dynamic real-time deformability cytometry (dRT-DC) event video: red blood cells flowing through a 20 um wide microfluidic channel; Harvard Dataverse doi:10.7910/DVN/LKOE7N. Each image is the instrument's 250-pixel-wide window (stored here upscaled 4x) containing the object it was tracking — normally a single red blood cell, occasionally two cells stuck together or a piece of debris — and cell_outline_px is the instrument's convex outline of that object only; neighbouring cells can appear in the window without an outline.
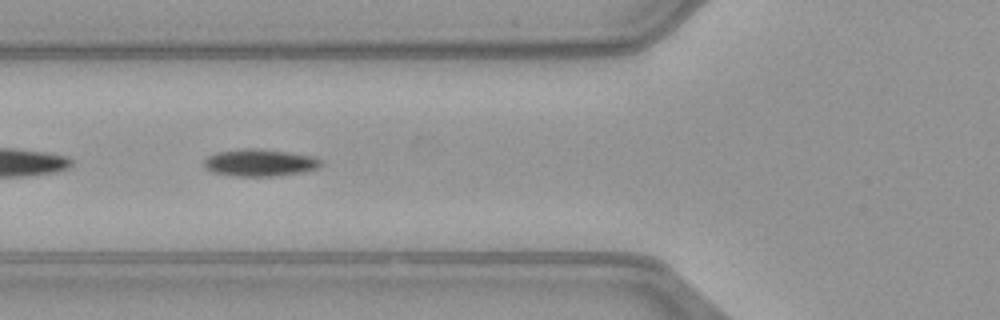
{"species": "common noctule bat (a hibernating species)", "species_latin": "Nyctalus noctula", "temperature_condition": "warm", "stored_images_in_passage": 50, "segment_of_instrument_passage": [2, 2], "camera_frame_rate_fps": 3000, "um_per_image_px": 0.085, "animal": {"sex": "female", "body_mass_g": 21.9}, "frame": {"image": 1, "passage_image": 18, "time_ms": 5.667, "image_size_px": [1000, 320], "cell_outline_px": [[324, 164], [316, 168], [300, 172], [272, 176], [236, 176], [212, 172], [204, 164], [204, 160], [208, 156], [216, 152], [244, 148], [256, 148], [288, 152], [312, 156], [320, 160]], "centroid_in_image_um": [22.06, 13.82], "position_along_channel_um": 103.7, "area_um2": 18.26}}
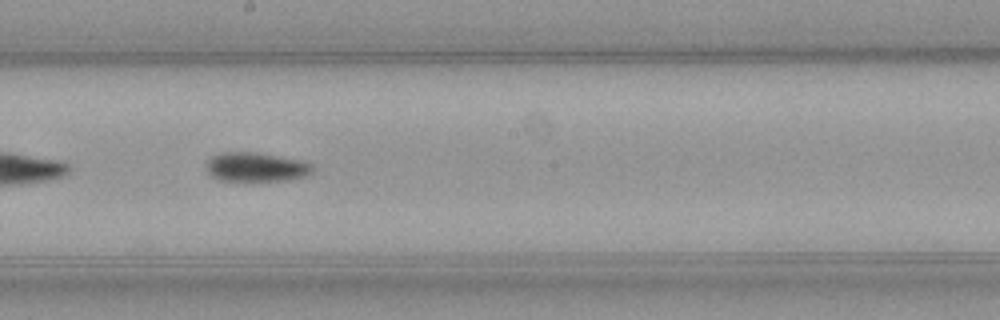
{"frame": {"image": 2, "passage_image": 27, "time_ms": 8.667, "image_size_px": [1000, 320], "cell_outline_px": [[312, 172], [308, 176], [288, 180], [220, 180], [212, 176], [208, 172], [204, 164], [212, 156], [220, 152], [256, 152], [304, 160], [312, 164]], "centroid_in_image_um": [21.78, 14.18], "position_along_channel_um": 226.4, "area_um2": 18.21}}
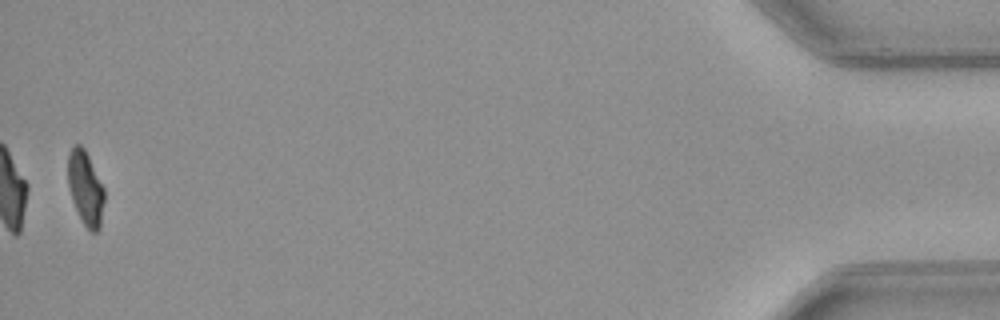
{"frame": {"image": 3, "passage_image": 49, "time_ms": 16.0, "image_size_px": [1000, 320], "cell_outline_px": [[104, 200], [100, 228], [96, 232], [92, 232], [84, 224], [72, 200], [68, 184], [68, 152], [76, 144], [80, 144], [84, 148], [104, 188]], "centroid_in_image_um": [7.26, 15.98], "position_along_channel_um": 427.9, "area_um2": 15.43}}